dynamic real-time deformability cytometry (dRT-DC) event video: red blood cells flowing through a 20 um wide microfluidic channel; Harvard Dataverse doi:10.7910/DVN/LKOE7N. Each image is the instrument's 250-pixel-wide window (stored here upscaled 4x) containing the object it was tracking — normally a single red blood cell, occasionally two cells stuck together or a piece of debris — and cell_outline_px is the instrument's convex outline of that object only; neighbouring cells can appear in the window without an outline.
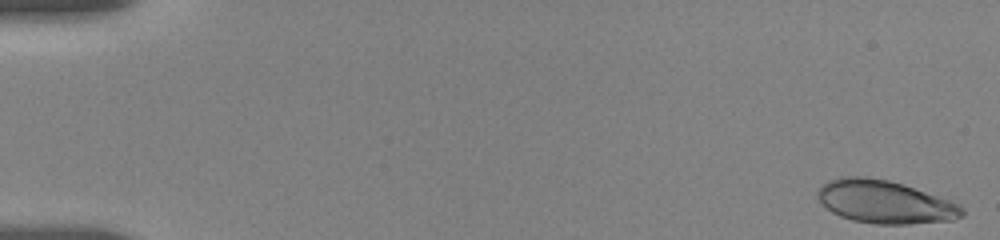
{"species": "human", "species_latin": "Homo sapiens", "temperature_condition": "room temperature", "stored_images_in_passage": 52, "camera_frame_rate_fps": 3000, "um_per_image_px": 0.085, "donor": {"sex": "female"}, "frame": {"image": 1, "passage_image": 1, "time_ms": 0.0, "image_size_px": [1000, 240], "cell_outline_px": [[964, 216], [952, 220], [908, 224], [876, 224], [852, 220], [840, 216], [832, 212], [816, 196], [816, 192], [820, 184], [828, 180], [840, 176], [864, 176], [888, 180], [904, 184], [960, 204], [964, 208]], "centroid_in_image_um": [75.19, 17.15], "position_along_channel_um": 9.8, "area_um2": 36.36}}
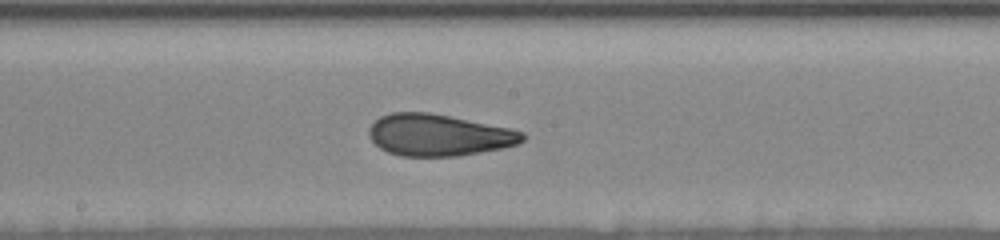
{"frame": {"image": 2, "passage_image": 28, "time_ms": 9.667, "image_size_px": [1000, 240], "cell_outline_px": [[524, 140], [520, 144], [504, 148], [456, 156], [400, 156], [388, 152], [380, 148], [372, 140], [368, 132], [368, 128], [380, 116], [392, 112], [428, 112], [512, 128], [524, 132]], "centroid_in_image_um": [37.31, 11.48], "position_along_channel_um": 210.9, "area_um2": 37.4}}
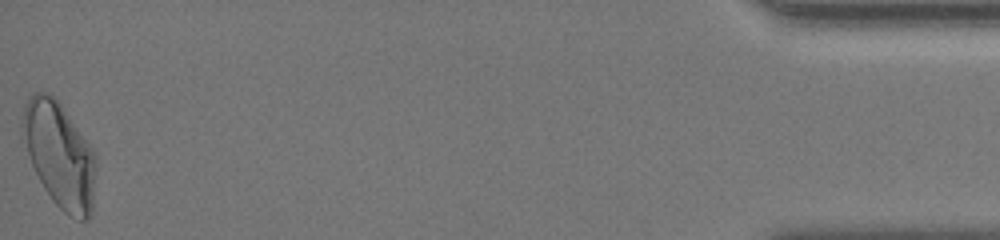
{"frame": {"image": 3, "passage_image": 52, "time_ms": 18.0, "image_size_px": [1000, 240], "cell_outline_px": [[96, 168], [92, 212], [84, 220], [80, 220], [68, 216], [52, 200], [44, 188], [32, 164], [20, 136], [20, 124], [24, 104], [28, 96], [36, 92], [48, 92], [60, 104], [92, 148], [96, 156]], "centroid_in_image_um": [5.03, 13.15], "position_along_channel_um": 430.2, "area_um2": 45.14}, "authors_computed_cell_mechanics": {"area_um2": 37.2232, "velocity_mm_per_s": 3.6598, "shape_relaxation_time_tau1_ms": 5.8135, "shape_relaxation_time_tau2_ms": 1.5252, "deformation_change_tau1": 0.1788, "deformation_change_tau2": 0.0705}}